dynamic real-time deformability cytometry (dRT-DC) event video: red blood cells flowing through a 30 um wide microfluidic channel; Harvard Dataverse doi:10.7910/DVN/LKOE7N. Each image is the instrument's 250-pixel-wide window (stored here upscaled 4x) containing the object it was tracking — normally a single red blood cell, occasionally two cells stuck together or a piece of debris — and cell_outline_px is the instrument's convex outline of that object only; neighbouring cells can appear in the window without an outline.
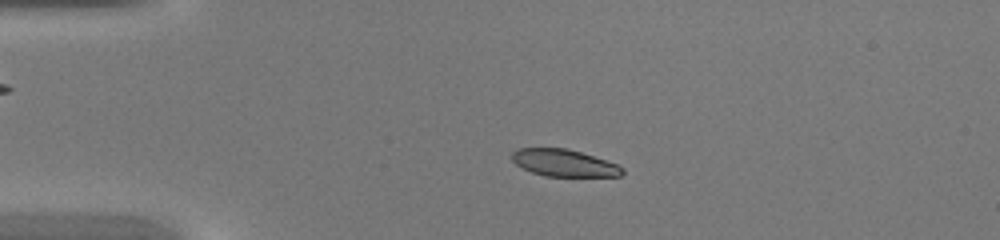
{"species": "common noctule bat (a hibernating species)", "species_latin": "Nyctalus noctula", "temperature_condition": "warm", "stored_images_in_passage": 43, "camera_frame_rate_fps": 3000, "um_per_image_px": 0.085, "animal": {"sex": "female", "body_mass_g": 20.0, "forearm_length_mm": 54.0}, "frame": {"image": 1, "passage_image": 9, "time_ms": 2.667, "image_size_px": [1000, 240], "cell_outline_px": [[624, 172], [620, 176], [544, 176], [532, 172], [516, 164], [512, 160], [512, 152], [516, 148], [568, 148], [616, 164], [624, 168]], "centroid_in_image_um": [47.92, 13.85], "position_along_channel_um": 37.1, "area_um2": 17.22}}
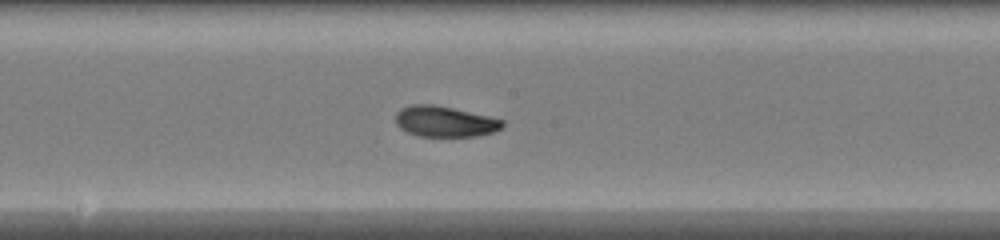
{"frame": {"image": 2, "passage_image": 23, "time_ms": 7.333, "image_size_px": [1000, 240], "cell_outline_px": [[504, 124], [500, 128], [492, 132], [476, 136], [420, 136], [408, 132], [400, 128], [396, 124], [396, 112], [400, 108], [412, 104], [432, 104], [452, 108], [488, 116], [504, 120]], "centroid_in_image_um": [37.77, 10.32], "position_along_channel_um": 210.4, "area_um2": 18.96}}
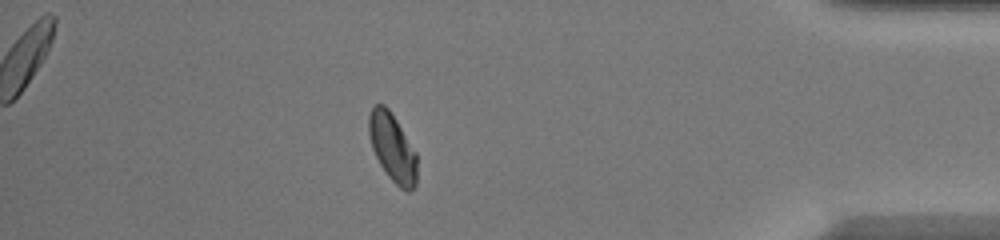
{"frame": {"image": 3, "passage_image": 38, "time_ms": 12.333, "image_size_px": [1000, 240], "cell_outline_px": [[416, 184], [408, 192], [400, 188], [388, 176], [380, 164], [372, 148], [368, 132], [368, 116], [372, 108], [376, 104], [384, 104], [388, 108], [396, 120], [416, 152]], "centroid_in_image_um": [33.34, 12.53], "position_along_channel_um": 401.9, "area_um2": 18.9}}